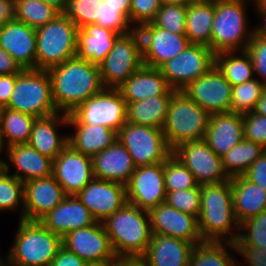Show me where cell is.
<instances>
[{
  "label": "cell",
  "instance_id": "obj_1",
  "mask_svg": "<svg viewBox=\"0 0 266 266\" xmlns=\"http://www.w3.org/2000/svg\"><path fill=\"white\" fill-rule=\"evenodd\" d=\"M47 71L51 79L52 99L58 112L71 113L104 88L98 65L78 56Z\"/></svg>",
  "mask_w": 266,
  "mask_h": 266
},
{
  "label": "cell",
  "instance_id": "obj_2",
  "mask_svg": "<svg viewBox=\"0 0 266 266\" xmlns=\"http://www.w3.org/2000/svg\"><path fill=\"white\" fill-rule=\"evenodd\" d=\"M198 227L203 241H229L238 238L239 224L233 211L230 179L200 185Z\"/></svg>",
  "mask_w": 266,
  "mask_h": 266
},
{
  "label": "cell",
  "instance_id": "obj_3",
  "mask_svg": "<svg viewBox=\"0 0 266 266\" xmlns=\"http://www.w3.org/2000/svg\"><path fill=\"white\" fill-rule=\"evenodd\" d=\"M12 247L6 254V266H50L62 247V237L40 221L18 219Z\"/></svg>",
  "mask_w": 266,
  "mask_h": 266
},
{
  "label": "cell",
  "instance_id": "obj_4",
  "mask_svg": "<svg viewBox=\"0 0 266 266\" xmlns=\"http://www.w3.org/2000/svg\"><path fill=\"white\" fill-rule=\"evenodd\" d=\"M251 7L253 8V2L248 0H219L215 2L210 39V49L215 54L247 49L253 35V26L249 23L251 17L248 12Z\"/></svg>",
  "mask_w": 266,
  "mask_h": 266
},
{
  "label": "cell",
  "instance_id": "obj_5",
  "mask_svg": "<svg viewBox=\"0 0 266 266\" xmlns=\"http://www.w3.org/2000/svg\"><path fill=\"white\" fill-rule=\"evenodd\" d=\"M116 256H142L152 229L148 211L126 203L102 222Z\"/></svg>",
  "mask_w": 266,
  "mask_h": 266
},
{
  "label": "cell",
  "instance_id": "obj_6",
  "mask_svg": "<svg viewBox=\"0 0 266 266\" xmlns=\"http://www.w3.org/2000/svg\"><path fill=\"white\" fill-rule=\"evenodd\" d=\"M78 27L59 13L36 28V69L49 70L77 56Z\"/></svg>",
  "mask_w": 266,
  "mask_h": 266
},
{
  "label": "cell",
  "instance_id": "obj_7",
  "mask_svg": "<svg viewBox=\"0 0 266 266\" xmlns=\"http://www.w3.org/2000/svg\"><path fill=\"white\" fill-rule=\"evenodd\" d=\"M210 116L181 90H174L162 128L169 147L173 150L181 143L203 140Z\"/></svg>",
  "mask_w": 266,
  "mask_h": 266
},
{
  "label": "cell",
  "instance_id": "obj_8",
  "mask_svg": "<svg viewBox=\"0 0 266 266\" xmlns=\"http://www.w3.org/2000/svg\"><path fill=\"white\" fill-rule=\"evenodd\" d=\"M35 118L57 113L52 99L51 79L47 70L23 69L5 106Z\"/></svg>",
  "mask_w": 266,
  "mask_h": 266
},
{
  "label": "cell",
  "instance_id": "obj_9",
  "mask_svg": "<svg viewBox=\"0 0 266 266\" xmlns=\"http://www.w3.org/2000/svg\"><path fill=\"white\" fill-rule=\"evenodd\" d=\"M142 65V41L138 30L134 29L120 35L98 65L102 85L104 88H118Z\"/></svg>",
  "mask_w": 266,
  "mask_h": 266
},
{
  "label": "cell",
  "instance_id": "obj_10",
  "mask_svg": "<svg viewBox=\"0 0 266 266\" xmlns=\"http://www.w3.org/2000/svg\"><path fill=\"white\" fill-rule=\"evenodd\" d=\"M118 139L136 167L164 162L173 152L159 128L126 122L118 131Z\"/></svg>",
  "mask_w": 266,
  "mask_h": 266
},
{
  "label": "cell",
  "instance_id": "obj_11",
  "mask_svg": "<svg viewBox=\"0 0 266 266\" xmlns=\"http://www.w3.org/2000/svg\"><path fill=\"white\" fill-rule=\"evenodd\" d=\"M71 114L81 123L119 131L127 122V102L118 88H103L78 105Z\"/></svg>",
  "mask_w": 266,
  "mask_h": 266
},
{
  "label": "cell",
  "instance_id": "obj_12",
  "mask_svg": "<svg viewBox=\"0 0 266 266\" xmlns=\"http://www.w3.org/2000/svg\"><path fill=\"white\" fill-rule=\"evenodd\" d=\"M215 65V53L205 45L190 44L159 69L169 86L183 90L191 81L203 76Z\"/></svg>",
  "mask_w": 266,
  "mask_h": 266
},
{
  "label": "cell",
  "instance_id": "obj_13",
  "mask_svg": "<svg viewBox=\"0 0 266 266\" xmlns=\"http://www.w3.org/2000/svg\"><path fill=\"white\" fill-rule=\"evenodd\" d=\"M172 154L192 172L199 185L222 183L230 179L223 169L222 158L204 140L181 143Z\"/></svg>",
  "mask_w": 266,
  "mask_h": 266
},
{
  "label": "cell",
  "instance_id": "obj_14",
  "mask_svg": "<svg viewBox=\"0 0 266 266\" xmlns=\"http://www.w3.org/2000/svg\"><path fill=\"white\" fill-rule=\"evenodd\" d=\"M181 91L210 114L231 111L232 85L215 65Z\"/></svg>",
  "mask_w": 266,
  "mask_h": 266
},
{
  "label": "cell",
  "instance_id": "obj_15",
  "mask_svg": "<svg viewBox=\"0 0 266 266\" xmlns=\"http://www.w3.org/2000/svg\"><path fill=\"white\" fill-rule=\"evenodd\" d=\"M164 162L136 167L126 184L128 203L145 211L166 201Z\"/></svg>",
  "mask_w": 266,
  "mask_h": 266
},
{
  "label": "cell",
  "instance_id": "obj_16",
  "mask_svg": "<svg viewBox=\"0 0 266 266\" xmlns=\"http://www.w3.org/2000/svg\"><path fill=\"white\" fill-rule=\"evenodd\" d=\"M137 30L142 41L143 64L149 67L159 69L191 44L185 34L172 33L157 27L153 22Z\"/></svg>",
  "mask_w": 266,
  "mask_h": 266
},
{
  "label": "cell",
  "instance_id": "obj_17",
  "mask_svg": "<svg viewBox=\"0 0 266 266\" xmlns=\"http://www.w3.org/2000/svg\"><path fill=\"white\" fill-rule=\"evenodd\" d=\"M62 247L76 254L86 263L116 258L102 222L66 233L62 237Z\"/></svg>",
  "mask_w": 266,
  "mask_h": 266
},
{
  "label": "cell",
  "instance_id": "obj_18",
  "mask_svg": "<svg viewBox=\"0 0 266 266\" xmlns=\"http://www.w3.org/2000/svg\"><path fill=\"white\" fill-rule=\"evenodd\" d=\"M76 196L97 222H104L127 203L126 185L96 178Z\"/></svg>",
  "mask_w": 266,
  "mask_h": 266
},
{
  "label": "cell",
  "instance_id": "obj_19",
  "mask_svg": "<svg viewBox=\"0 0 266 266\" xmlns=\"http://www.w3.org/2000/svg\"><path fill=\"white\" fill-rule=\"evenodd\" d=\"M52 176L66 195H76L94 178L92 157L68 144L53 160Z\"/></svg>",
  "mask_w": 266,
  "mask_h": 266
},
{
  "label": "cell",
  "instance_id": "obj_20",
  "mask_svg": "<svg viewBox=\"0 0 266 266\" xmlns=\"http://www.w3.org/2000/svg\"><path fill=\"white\" fill-rule=\"evenodd\" d=\"M4 156L6 158L0 166L24 183L52 176L53 159L41 154L28 143L7 147Z\"/></svg>",
  "mask_w": 266,
  "mask_h": 266
},
{
  "label": "cell",
  "instance_id": "obj_21",
  "mask_svg": "<svg viewBox=\"0 0 266 266\" xmlns=\"http://www.w3.org/2000/svg\"><path fill=\"white\" fill-rule=\"evenodd\" d=\"M152 234L186 240L194 245L203 242L195 216L183 213L166 202L149 211Z\"/></svg>",
  "mask_w": 266,
  "mask_h": 266
},
{
  "label": "cell",
  "instance_id": "obj_22",
  "mask_svg": "<svg viewBox=\"0 0 266 266\" xmlns=\"http://www.w3.org/2000/svg\"><path fill=\"white\" fill-rule=\"evenodd\" d=\"M66 196L62 186L53 176L25 182L23 220L40 221Z\"/></svg>",
  "mask_w": 266,
  "mask_h": 266
},
{
  "label": "cell",
  "instance_id": "obj_23",
  "mask_svg": "<svg viewBox=\"0 0 266 266\" xmlns=\"http://www.w3.org/2000/svg\"><path fill=\"white\" fill-rule=\"evenodd\" d=\"M0 47L22 69H36V29L16 19L0 28Z\"/></svg>",
  "mask_w": 266,
  "mask_h": 266
},
{
  "label": "cell",
  "instance_id": "obj_24",
  "mask_svg": "<svg viewBox=\"0 0 266 266\" xmlns=\"http://www.w3.org/2000/svg\"><path fill=\"white\" fill-rule=\"evenodd\" d=\"M68 127V115L55 114L35 119L28 144L41 154L55 159L68 145V133L60 130ZM62 128V129H61Z\"/></svg>",
  "mask_w": 266,
  "mask_h": 266
},
{
  "label": "cell",
  "instance_id": "obj_25",
  "mask_svg": "<svg viewBox=\"0 0 266 266\" xmlns=\"http://www.w3.org/2000/svg\"><path fill=\"white\" fill-rule=\"evenodd\" d=\"M40 222L63 237L66 233L94 225L97 221L76 195H67Z\"/></svg>",
  "mask_w": 266,
  "mask_h": 266
},
{
  "label": "cell",
  "instance_id": "obj_26",
  "mask_svg": "<svg viewBox=\"0 0 266 266\" xmlns=\"http://www.w3.org/2000/svg\"><path fill=\"white\" fill-rule=\"evenodd\" d=\"M93 176L96 179L126 185L136 166L126 147L117 139L112 145L92 157Z\"/></svg>",
  "mask_w": 266,
  "mask_h": 266
},
{
  "label": "cell",
  "instance_id": "obj_27",
  "mask_svg": "<svg viewBox=\"0 0 266 266\" xmlns=\"http://www.w3.org/2000/svg\"><path fill=\"white\" fill-rule=\"evenodd\" d=\"M222 158L244 140L243 119L239 113H213L203 139Z\"/></svg>",
  "mask_w": 266,
  "mask_h": 266
},
{
  "label": "cell",
  "instance_id": "obj_28",
  "mask_svg": "<svg viewBox=\"0 0 266 266\" xmlns=\"http://www.w3.org/2000/svg\"><path fill=\"white\" fill-rule=\"evenodd\" d=\"M68 144L76 151L93 157L108 148L118 139V132L100 125H89L78 121L68 113Z\"/></svg>",
  "mask_w": 266,
  "mask_h": 266
},
{
  "label": "cell",
  "instance_id": "obj_29",
  "mask_svg": "<svg viewBox=\"0 0 266 266\" xmlns=\"http://www.w3.org/2000/svg\"><path fill=\"white\" fill-rule=\"evenodd\" d=\"M125 101L136 102L152 96L172 95L174 91L158 68L142 65L120 87Z\"/></svg>",
  "mask_w": 266,
  "mask_h": 266
},
{
  "label": "cell",
  "instance_id": "obj_30",
  "mask_svg": "<svg viewBox=\"0 0 266 266\" xmlns=\"http://www.w3.org/2000/svg\"><path fill=\"white\" fill-rule=\"evenodd\" d=\"M194 246L186 240L152 234L142 257L150 266H188Z\"/></svg>",
  "mask_w": 266,
  "mask_h": 266
},
{
  "label": "cell",
  "instance_id": "obj_31",
  "mask_svg": "<svg viewBox=\"0 0 266 266\" xmlns=\"http://www.w3.org/2000/svg\"><path fill=\"white\" fill-rule=\"evenodd\" d=\"M233 211L238 224L266 210V191L243 175L230 178Z\"/></svg>",
  "mask_w": 266,
  "mask_h": 266
},
{
  "label": "cell",
  "instance_id": "obj_32",
  "mask_svg": "<svg viewBox=\"0 0 266 266\" xmlns=\"http://www.w3.org/2000/svg\"><path fill=\"white\" fill-rule=\"evenodd\" d=\"M119 36L110 29L88 24L78 29L77 56L99 65Z\"/></svg>",
  "mask_w": 266,
  "mask_h": 266
},
{
  "label": "cell",
  "instance_id": "obj_33",
  "mask_svg": "<svg viewBox=\"0 0 266 266\" xmlns=\"http://www.w3.org/2000/svg\"><path fill=\"white\" fill-rule=\"evenodd\" d=\"M172 95H159L127 103V122L162 129Z\"/></svg>",
  "mask_w": 266,
  "mask_h": 266
},
{
  "label": "cell",
  "instance_id": "obj_34",
  "mask_svg": "<svg viewBox=\"0 0 266 266\" xmlns=\"http://www.w3.org/2000/svg\"><path fill=\"white\" fill-rule=\"evenodd\" d=\"M215 2L192 1L187 4L185 35L191 44L210 48Z\"/></svg>",
  "mask_w": 266,
  "mask_h": 266
},
{
  "label": "cell",
  "instance_id": "obj_35",
  "mask_svg": "<svg viewBox=\"0 0 266 266\" xmlns=\"http://www.w3.org/2000/svg\"><path fill=\"white\" fill-rule=\"evenodd\" d=\"M235 253L234 242L203 241L194 246L188 266H238Z\"/></svg>",
  "mask_w": 266,
  "mask_h": 266
},
{
  "label": "cell",
  "instance_id": "obj_36",
  "mask_svg": "<svg viewBox=\"0 0 266 266\" xmlns=\"http://www.w3.org/2000/svg\"><path fill=\"white\" fill-rule=\"evenodd\" d=\"M215 66L232 86L254 78L253 64L246 50L216 53Z\"/></svg>",
  "mask_w": 266,
  "mask_h": 266
},
{
  "label": "cell",
  "instance_id": "obj_37",
  "mask_svg": "<svg viewBox=\"0 0 266 266\" xmlns=\"http://www.w3.org/2000/svg\"><path fill=\"white\" fill-rule=\"evenodd\" d=\"M35 117L3 107L0 112V129L5 147L29 142Z\"/></svg>",
  "mask_w": 266,
  "mask_h": 266
},
{
  "label": "cell",
  "instance_id": "obj_38",
  "mask_svg": "<svg viewBox=\"0 0 266 266\" xmlns=\"http://www.w3.org/2000/svg\"><path fill=\"white\" fill-rule=\"evenodd\" d=\"M266 149L244 139L222 156L223 169L229 178L243 175Z\"/></svg>",
  "mask_w": 266,
  "mask_h": 266
},
{
  "label": "cell",
  "instance_id": "obj_39",
  "mask_svg": "<svg viewBox=\"0 0 266 266\" xmlns=\"http://www.w3.org/2000/svg\"><path fill=\"white\" fill-rule=\"evenodd\" d=\"M59 13L41 0H14V19L35 29L46 25Z\"/></svg>",
  "mask_w": 266,
  "mask_h": 266
},
{
  "label": "cell",
  "instance_id": "obj_40",
  "mask_svg": "<svg viewBox=\"0 0 266 266\" xmlns=\"http://www.w3.org/2000/svg\"><path fill=\"white\" fill-rule=\"evenodd\" d=\"M19 211V220L24 213V182L7 173L0 166V214Z\"/></svg>",
  "mask_w": 266,
  "mask_h": 266
},
{
  "label": "cell",
  "instance_id": "obj_41",
  "mask_svg": "<svg viewBox=\"0 0 266 266\" xmlns=\"http://www.w3.org/2000/svg\"><path fill=\"white\" fill-rule=\"evenodd\" d=\"M265 89L266 85L255 77L232 86L230 112L239 114L252 112Z\"/></svg>",
  "mask_w": 266,
  "mask_h": 266
},
{
  "label": "cell",
  "instance_id": "obj_42",
  "mask_svg": "<svg viewBox=\"0 0 266 266\" xmlns=\"http://www.w3.org/2000/svg\"><path fill=\"white\" fill-rule=\"evenodd\" d=\"M164 183L166 192L199 186L192 172L173 154L164 161Z\"/></svg>",
  "mask_w": 266,
  "mask_h": 266
},
{
  "label": "cell",
  "instance_id": "obj_43",
  "mask_svg": "<svg viewBox=\"0 0 266 266\" xmlns=\"http://www.w3.org/2000/svg\"><path fill=\"white\" fill-rule=\"evenodd\" d=\"M104 0H68L64 11L66 17L81 29L88 24L101 21V2Z\"/></svg>",
  "mask_w": 266,
  "mask_h": 266
},
{
  "label": "cell",
  "instance_id": "obj_44",
  "mask_svg": "<svg viewBox=\"0 0 266 266\" xmlns=\"http://www.w3.org/2000/svg\"><path fill=\"white\" fill-rule=\"evenodd\" d=\"M235 246L266 247V210L239 225Z\"/></svg>",
  "mask_w": 266,
  "mask_h": 266
},
{
  "label": "cell",
  "instance_id": "obj_45",
  "mask_svg": "<svg viewBox=\"0 0 266 266\" xmlns=\"http://www.w3.org/2000/svg\"><path fill=\"white\" fill-rule=\"evenodd\" d=\"M187 4L162 5L153 23L175 34H185Z\"/></svg>",
  "mask_w": 266,
  "mask_h": 266
},
{
  "label": "cell",
  "instance_id": "obj_46",
  "mask_svg": "<svg viewBox=\"0 0 266 266\" xmlns=\"http://www.w3.org/2000/svg\"><path fill=\"white\" fill-rule=\"evenodd\" d=\"M166 203L183 213L195 216L200 214V185L187 190L166 192Z\"/></svg>",
  "mask_w": 266,
  "mask_h": 266
},
{
  "label": "cell",
  "instance_id": "obj_47",
  "mask_svg": "<svg viewBox=\"0 0 266 266\" xmlns=\"http://www.w3.org/2000/svg\"><path fill=\"white\" fill-rule=\"evenodd\" d=\"M95 25L110 29L118 35H124L134 30L130 21L120 12V8L109 0L101 2V21Z\"/></svg>",
  "mask_w": 266,
  "mask_h": 266
},
{
  "label": "cell",
  "instance_id": "obj_48",
  "mask_svg": "<svg viewBox=\"0 0 266 266\" xmlns=\"http://www.w3.org/2000/svg\"><path fill=\"white\" fill-rule=\"evenodd\" d=\"M161 6V0H131L130 23L134 29L153 22Z\"/></svg>",
  "mask_w": 266,
  "mask_h": 266
},
{
  "label": "cell",
  "instance_id": "obj_49",
  "mask_svg": "<svg viewBox=\"0 0 266 266\" xmlns=\"http://www.w3.org/2000/svg\"><path fill=\"white\" fill-rule=\"evenodd\" d=\"M244 139L262 145L266 149V117L254 113L242 114Z\"/></svg>",
  "mask_w": 266,
  "mask_h": 266
},
{
  "label": "cell",
  "instance_id": "obj_50",
  "mask_svg": "<svg viewBox=\"0 0 266 266\" xmlns=\"http://www.w3.org/2000/svg\"><path fill=\"white\" fill-rule=\"evenodd\" d=\"M246 51L253 64L254 77L266 85V38L252 35Z\"/></svg>",
  "mask_w": 266,
  "mask_h": 266
},
{
  "label": "cell",
  "instance_id": "obj_51",
  "mask_svg": "<svg viewBox=\"0 0 266 266\" xmlns=\"http://www.w3.org/2000/svg\"><path fill=\"white\" fill-rule=\"evenodd\" d=\"M235 249L237 256H241L238 266H266V247L235 246Z\"/></svg>",
  "mask_w": 266,
  "mask_h": 266
},
{
  "label": "cell",
  "instance_id": "obj_52",
  "mask_svg": "<svg viewBox=\"0 0 266 266\" xmlns=\"http://www.w3.org/2000/svg\"><path fill=\"white\" fill-rule=\"evenodd\" d=\"M243 176L250 182L258 185L266 191V150L247 169Z\"/></svg>",
  "mask_w": 266,
  "mask_h": 266
},
{
  "label": "cell",
  "instance_id": "obj_53",
  "mask_svg": "<svg viewBox=\"0 0 266 266\" xmlns=\"http://www.w3.org/2000/svg\"><path fill=\"white\" fill-rule=\"evenodd\" d=\"M86 262L76 254L61 247L50 266H86Z\"/></svg>",
  "mask_w": 266,
  "mask_h": 266
},
{
  "label": "cell",
  "instance_id": "obj_54",
  "mask_svg": "<svg viewBox=\"0 0 266 266\" xmlns=\"http://www.w3.org/2000/svg\"><path fill=\"white\" fill-rule=\"evenodd\" d=\"M16 83V74L0 75V105L5 107L11 98Z\"/></svg>",
  "mask_w": 266,
  "mask_h": 266
},
{
  "label": "cell",
  "instance_id": "obj_55",
  "mask_svg": "<svg viewBox=\"0 0 266 266\" xmlns=\"http://www.w3.org/2000/svg\"><path fill=\"white\" fill-rule=\"evenodd\" d=\"M22 70L14 58L0 47V75L19 74Z\"/></svg>",
  "mask_w": 266,
  "mask_h": 266
},
{
  "label": "cell",
  "instance_id": "obj_56",
  "mask_svg": "<svg viewBox=\"0 0 266 266\" xmlns=\"http://www.w3.org/2000/svg\"><path fill=\"white\" fill-rule=\"evenodd\" d=\"M14 19V0H0V28Z\"/></svg>",
  "mask_w": 266,
  "mask_h": 266
},
{
  "label": "cell",
  "instance_id": "obj_57",
  "mask_svg": "<svg viewBox=\"0 0 266 266\" xmlns=\"http://www.w3.org/2000/svg\"><path fill=\"white\" fill-rule=\"evenodd\" d=\"M114 266H150L142 256H116Z\"/></svg>",
  "mask_w": 266,
  "mask_h": 266
},
{
  "label": "cell",
  "instance_id": "obj_58",
  "mask_svg": "<svg viewBox=\"0 0 266 266\" xmlns=\"http://www.w3.org/2000/svg\"><path fill=\"white\" fill-rule=\"evenodd\" d=\"M251 10L254 11L255 14H258L256 16L259 18V20H257L259 23L253 26V35L266 38V11Z\"/></svg>",
  "mask_w": 266,
  "mask_h": 266
},
{
  "label": "cell",
  "instance_id": "obj_59",
  "mask_svg": "<svg viewBox=\"0 0 266 266\" xmlns=\"http://www.w3.org/2000/svg\"><path fill=\"white\" fill-rule=\"evenodd\" d=\"M110 3L120 8V12L130 21L131 0H109Z\"/></svg>",
  "mask_w": 266,
  "mask_h": 266
},
{
  "label": "cell",
  "instance_id": "obj_60",
  "mask_svg": "<svg viewBox=\"0 0 266 266\" xmlns=\"http://www.w3.org/2000/svg\"><path fill=\"white\" fill-rule=\"evenodd\" d=\"M253 112L266 117V89L263 91L261 97L256 103Z\"/></svg>",
  "mask_w": 266,
  "mask_h": 266
},
{
  "label": "cell",
  "instance_id": "obj_61",
  "mask_svg": "<svg viewBox=\"0 0 266 266\" xmlns=\"http://www.w3.org/2000/svg\"><path fill=\"white\" fill-rule=\"evenodd\" d=\"M46 4H49L51 6H53L54 8H56L60 13H62L64 11L66 2L68 0H41Z\"/></svg>",
  "mask_w": 266,
  "mask_h": 266
},
{
  "label": "cell",
  "instance_id": "obj_62",
  "mask_svg": "<svg viewBox=\"0 0 266 266\" xmlns=\"http://www.w3.org/2000/svg\"><path fill=\"white\" fill-rule=\"evenodd\" d=\"M86 266H114V259L98 262H89Z\"/></svg>",
  "mask_w": 266,
  "mask_h": 266
},
{
  "label": "cell",
  "instance_id": "obj_63",
  "mask_svg": "<svg viewBox=\"0 0 266 266\" xmlns=\"http://www.w3.org/2000/svg\"><path fill=\"white\" fill-rule=\"evenodd\" d=\"M253 10L266 11V0H254L253 1Z\"/></svg>",
  "mask_w": 266,
  "mask_h": 266
},
{
  "label": "cell",
  "instance_id": "obj_64",
  "mask_svg": "<svg viewBox=\"0 0 266 266\" xmlns=\"http://www.w3.org/2000/svg\"><path fill=\"white\" fill-rule=\"evenodd\" d=\"M192 0H161L162 5L165 4H188Z\"/></svg>",
  "mask_w": 266,
  "mask_h": 266
},
{
  "label": "cell",
  "instance_id": "obj_65",
  "mask_svg": "<svg viewBox=\"0 0 266 266\" xmlns=\"http://www.w3.org/2000/svg\"><path fill=\"white\" fill-rule=\"evenodd\" d=\"M5 150H6V147L3 143V140H2V135H1V129H0V165L2 164L4 158L2 157V155L5 154ZM4 153V154H3Z\"/></svg>",
  "mask_w": 266,
  "mask_h": 266
},
{
  "label": "cell",
  "instance_id": "obj_66",
  "mask_svg": "<svg viewBox=\"0 0 266 266\" xmlns=\"http://www.w3.org/2000/svg\"><path fill=\"white\" fill-rule=\"evenodd\" d=\"M1 247H0V266H6V254H2Z\"/></svg>",
  "mask_w": 266,
  "mask_h": 266
},
{
  "label": "cell",
  "instance_id": "obj_67",
  "mask_svg": "<svg viewBox=\"0 0 266 266\" xmlns=\"http://www.w3.org/2000/svg\"><path fill=\"white\" fill-rule=\"evenodd\" d=\"M192 1H197V2H216V1H219V0H192Z\"/></svg>",
  "mask_w": 266,
  "mask_h": 266
}]
</instances>
